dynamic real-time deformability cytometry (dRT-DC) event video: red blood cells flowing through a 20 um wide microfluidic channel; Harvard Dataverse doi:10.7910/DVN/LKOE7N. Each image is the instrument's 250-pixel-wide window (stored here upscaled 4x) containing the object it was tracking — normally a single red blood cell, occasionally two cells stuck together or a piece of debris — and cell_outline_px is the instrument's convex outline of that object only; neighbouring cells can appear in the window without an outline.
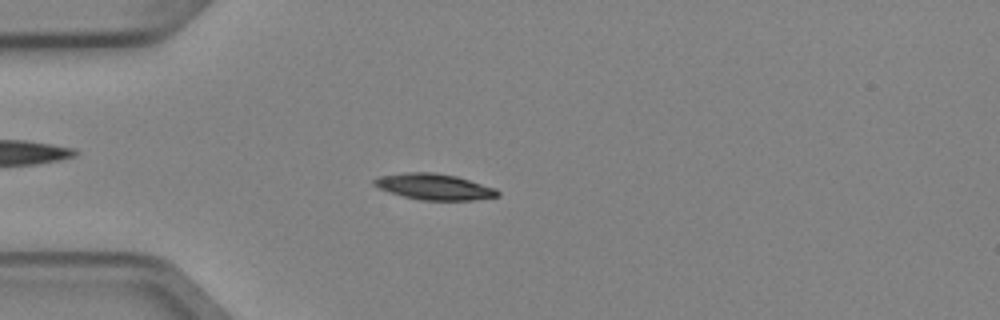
{"species": "Egyptian fruit bat (a non-hibernating species)", "species_latin": "Rousettus aegyptiacus", "temperature_condition": "cold", "stored_images_in_passage": 4, "camera_frame_rate_fps": 3000, "um_per_image_px": 0.085, "animal": {"sex": "female"}, "frame": {"image": 1, "passage_image": 4, "time_ms": 1.0, "image_size_px": [1000, 320], "cell_outline_px": [[500, 196], [472, 200], [420, 200], [404, 196], [380, 188], [372, 184], [372, 180], [380, 176], [404, 172], [432, 172], [456, 176], [496, 188], [500, 192]], "centroid_in_image_um": [36.93, 15.87], "position_along_channel_um": 48.1, "area_um2": 18.61}}